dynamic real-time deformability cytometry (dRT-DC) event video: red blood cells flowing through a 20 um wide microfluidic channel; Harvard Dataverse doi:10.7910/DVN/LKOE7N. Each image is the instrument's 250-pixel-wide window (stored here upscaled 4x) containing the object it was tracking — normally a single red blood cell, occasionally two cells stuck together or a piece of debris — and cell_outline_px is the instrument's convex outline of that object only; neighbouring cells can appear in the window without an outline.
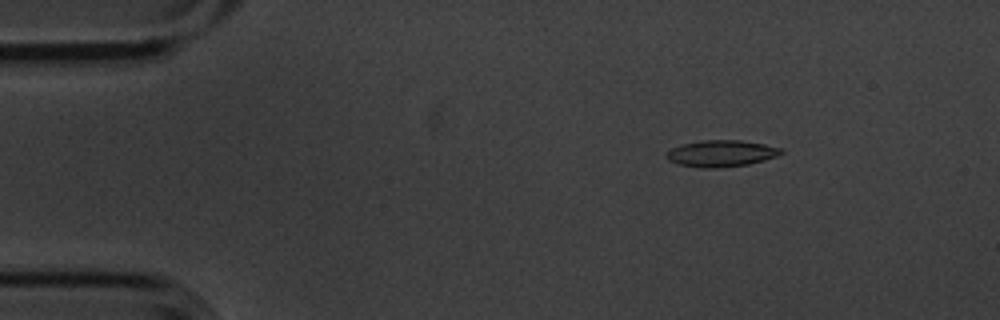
{"species": "common noctule bat (a hibernating species)", "species_latin": "Nyctalus noctula", "temperature_condition": "cold", "stored_images_in_passage": 5, "camera_frame_rate_fps": 3000, "um_per_image_px": 0.085, "animal": {"sex": "male", "body_mass_g": 20.1, "forearm_length_mm": 53.5}, "frame": {"image": 1, "passage_image": 3, "time_ms": 0.667, "image_size_px": [1000, 320], "cell_outline_px": [[784, 152], [776, 156], [764, 160], [748, 164], [720, 168], [700, 168], [676, 164], [668, 160], [664, 156], [672, 148], [684, 144], [704, 140], [740, 140], [764, 144], [780, 148]], "centroid_in_image_um": [61.28, 13.05], "position_along_channel_um": 23.7, "area_um2": 17.69}}